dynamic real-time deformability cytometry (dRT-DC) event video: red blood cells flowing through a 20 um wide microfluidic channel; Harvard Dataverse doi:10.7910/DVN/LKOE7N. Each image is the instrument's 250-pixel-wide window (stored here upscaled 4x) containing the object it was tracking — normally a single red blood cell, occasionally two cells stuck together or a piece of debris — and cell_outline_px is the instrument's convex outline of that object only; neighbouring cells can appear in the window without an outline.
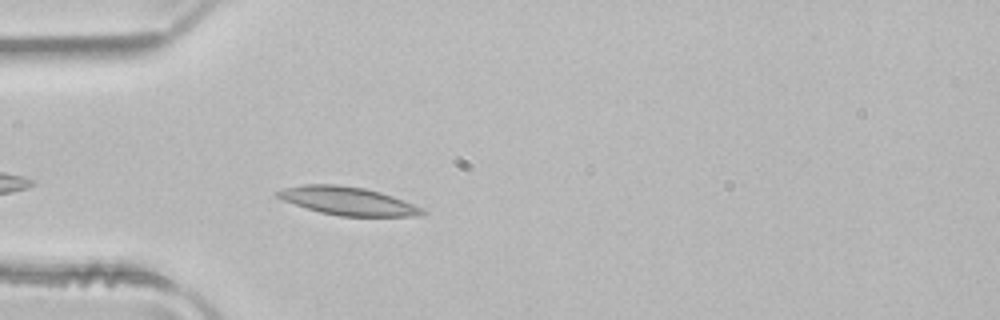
{"species": "common noctule bat (a hibernating species)", "species_latin": "Nyctalus noctula", "temperature_condition": "room temperature", "stored_images_in_passage": 11, "camera_frame_rate_fps": 3000, "um_per_image_px": 0.085, "animal": {"sex": "male", "body_mass_g": 21.5, "forearm_length_mm": 52.0}, "frame": {"image": 1, "passage_image": 4, "time_ms": 1.0, "image_size_px": [1000, 320], "cell_outline_px": [[428, 212], [420, 216], [340, 216], [320, 212], [304, 208], [284, 200], [276, 196], [272, 192], [284, 188], [304, 184], [336, 184], [364, 188], [380, 192], [392, 196], [412, 204]], "centroid_in_image_um": [29.51, 17.08], "position_along_channel_um": 55.5, "area_um2": 23.7}}
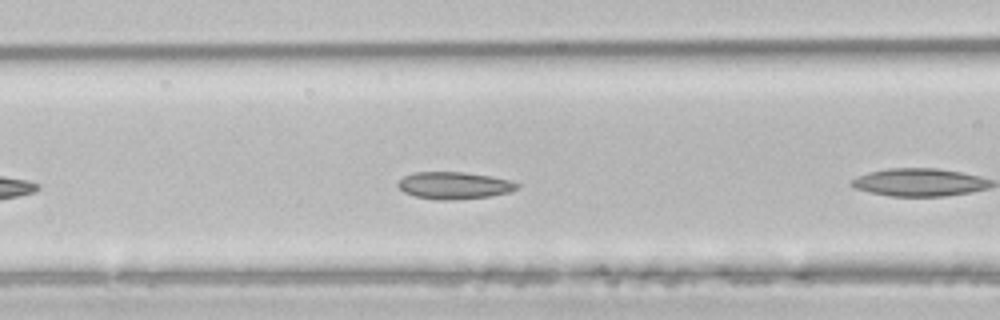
{"frame": {"image": 2, "passage_image": 7, "time_ms": 2.0, "image_size_px": [1000, 320], "cell_outline_px": [[520, 188], [508, 192], [492, 196], [452, 200], [436, 200], [416, 196], [404, 192], [396, 184], [404, 176], [412, 172], [464, 172], [492, 176], [512, 180], [520, 184]], "centroid_in_image_um": [38.64, 15.76], "position_along_channel_um": 128.0, "area_um2": 19.02}}
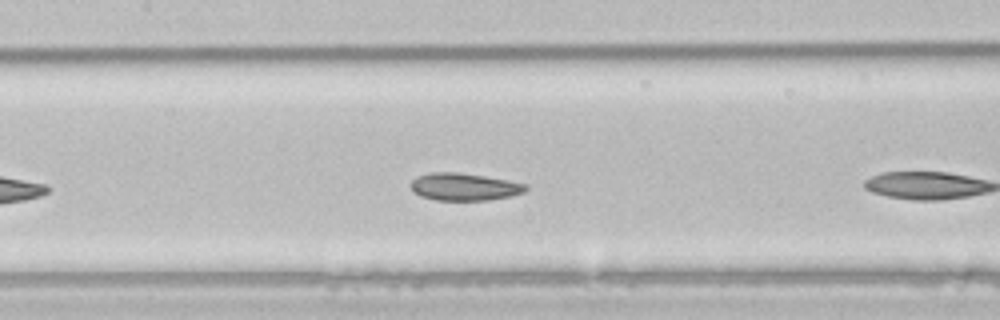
{"frame": {"image": 3, "passage_image": 10, "time_ms": 3.0, "image_size_px": [1000, 320], "cell_outline_px": [[528, 188], [524, 192], [512, 196], [488, 200], [436, 200], [420, 196], [412, 192], [408, 184], [416, 176], [428, 172], [456, 172], [484, 176], [508, 180], [528, 184]], "centroid_in_image_um": [39.42, 15.87], "position_along_channel_um": 168.0, "area_um2": 18.67}}